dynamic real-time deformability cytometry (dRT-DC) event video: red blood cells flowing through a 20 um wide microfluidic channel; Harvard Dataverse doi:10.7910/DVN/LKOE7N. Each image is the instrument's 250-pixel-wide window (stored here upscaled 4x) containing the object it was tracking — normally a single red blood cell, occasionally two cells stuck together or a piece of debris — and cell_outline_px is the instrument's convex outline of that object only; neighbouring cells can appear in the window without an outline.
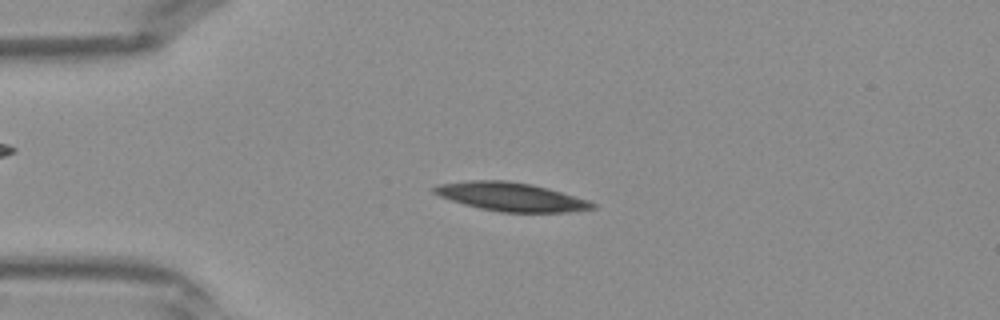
{"species": "Egyptian fruit bat (a non-hibernating species)", "species_latin": "Rousettus aegyptiacus", "temperature_condition": "warm", "stored_images_in_passage": 41, "camera_frame_rate_fps": 3000, "um_per_image_px": 0.085, "frame": {"image": 1, "passage_image": 9, "time_ms": 2.667, "image_size_px": [1000, 320], "cell_outline_px": [[596, 208], [568, 212], [500, 212], [480, 208], [464, 204], [440, 196], [432, 192], [432, 188], [436, 184], [468, 180], [504, 180], [532, 184], [548, 188], [588, 200], [596, 204]], "centroid_in_image_um": [43.42, 16.72], "position_along_channel_um": 41.6, "area_um2": 26.36}}
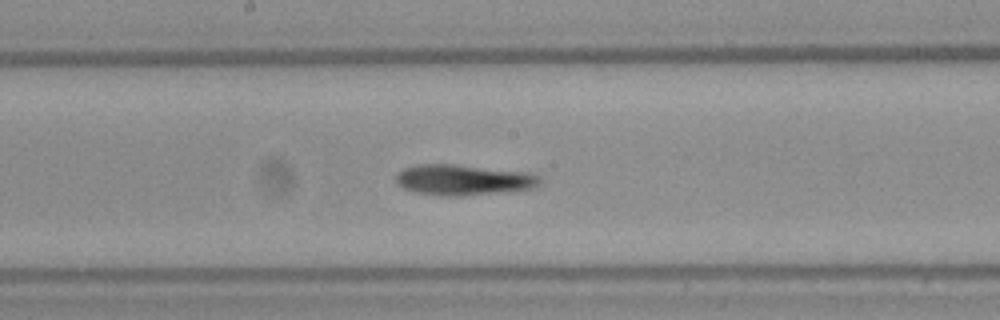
{"frame": {"image": 2, "passage_image": 21, "time_ms": 6.667, "image_size_px": [1000, 320], "cell_outline_px": [[540, 184], [536, 188], [460, 196], [440, 196], [416, 192], [404, 188], [396, 180], [396, 176], [404, 168], [416, 164], [456, 164], [532, 172], [540, 176]], "centroid_in_image_um": [39.44, 15.28], "position_along_channel_um": 208.8, "area_um2": 25.84}}
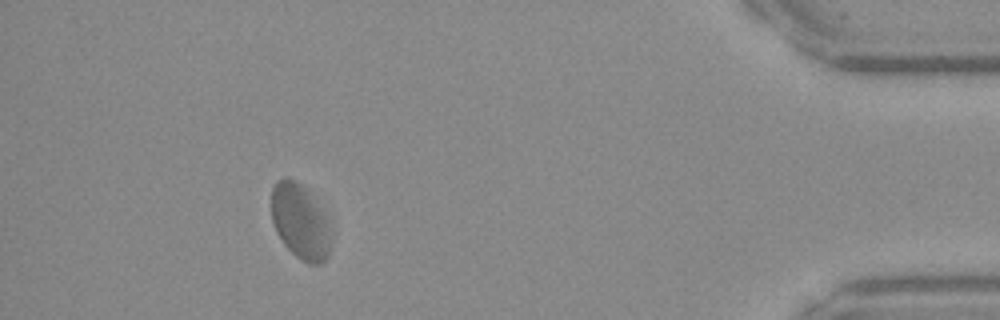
{"frame": {"image": 3, "passage_image": 37, "time_ms": 12.0, "image_size_px": [1000, 320], "cell_outline_px": [[332, 244], [328, 256], [320, 264], [308, 264], [300, 260], [284, 244], [276, 232], [272, 220], [272, 188], [276, 180], [296, 180], [308, 192], [324, 212], [328, 220], [332, 236]], "centroid_in_image_um": [25.55, 18.89], "position_along_channel_um": 409.6, "area_um2": 26.07}}